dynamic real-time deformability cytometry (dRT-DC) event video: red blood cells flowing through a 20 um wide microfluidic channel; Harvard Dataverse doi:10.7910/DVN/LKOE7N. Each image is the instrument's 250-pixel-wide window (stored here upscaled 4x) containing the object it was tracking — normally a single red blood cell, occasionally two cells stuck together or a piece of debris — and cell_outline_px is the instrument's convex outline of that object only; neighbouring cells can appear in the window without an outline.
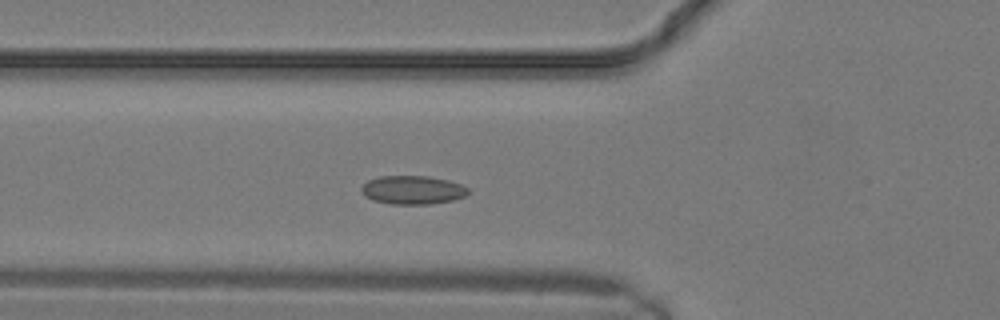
{"species": "common noctule bat (a hibernating species)", "species_latin": "Nyctalus noctula", "temperature_condition": "warm", "stored_images_in_passage": 12, "camera_frame_rate_fps": 3000, "um_per_image_px": 0.085, "animal": {"sex": "male", "body_mass_g": 19.2, "forearm_length_mm": 51.8}, "frame": {"image": 1, "passage_image": 7, "time_ms": 2.0, "image_size_px": [1000, 320], "cell_outline_px": [[468, 192], [464, 196], [452, 200], [432, 204], [392, 204], [372, 200], [364, 196], [360, 188], [368, 180], [380, 176], [428, 176], [448, 180], [460, 184], [468, 188]], "centroid_in_image_um": [35.04, 16.15], "position_along_channel_um": 90.8, "area_um2": 17.74}}
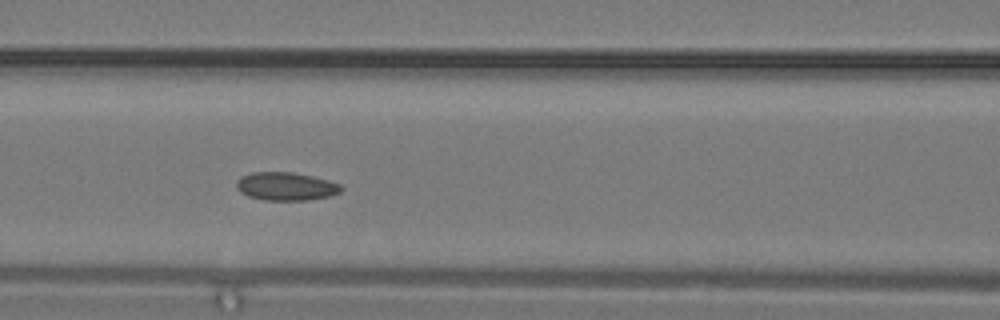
{"frame": {"image": 2, "passage_image": 9, "time_ms": 2.667, "image_size_px": [1000, 320], "cell_outline_px": [[344, 188], [340, 192], [328, 196], [308, 200], [264, 200], [248, 196], [240, 192], [236, 188], [236, 180], [240, 176], [252, 172], [292, 172], [312, 176], [328, 180], [340, 184]], "centroid_in_image_um": [24.28, 15.83], "position_along_channel_um": 142.3, "area_um2": 17.28}}
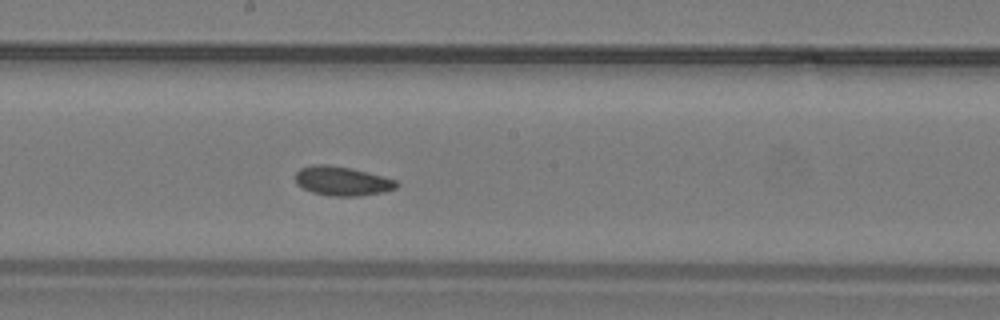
{"frame": {"image": 3, "passage_image": 12, "time_ms": 3.667, "image_size_px": [1000, 320], "cell_outline_px": [[400, 184], [396, 188], [384, 192], [360, 196], [328, 196], [312, 192], [296, 184], [296, 172], [300, 168], [312, 164], [328, 164], [352, 168], [368, 172], [396, 180]], "centroid_in_image_um": [29.09, 15.38], "position_along_channel_um": 219.1, "area_um2": 17.4}}